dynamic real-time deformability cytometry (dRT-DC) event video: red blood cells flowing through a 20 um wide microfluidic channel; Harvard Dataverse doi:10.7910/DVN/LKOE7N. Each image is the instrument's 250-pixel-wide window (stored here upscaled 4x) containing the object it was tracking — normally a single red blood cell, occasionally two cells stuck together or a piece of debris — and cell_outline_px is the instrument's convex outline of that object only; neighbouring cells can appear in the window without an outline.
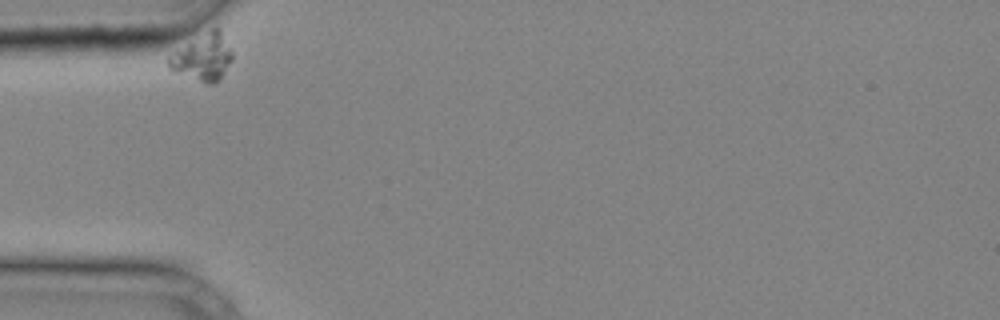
{"species": "common noctule bat (a hibernating species)", "species_latin": "Nyctalus noctula", "temperature_condition": "cold", "stored_images_in_passage": 25, "camera_frame_rate_fps": 3000, "um_per_image_px": 0.085, "animal": {"sex": "male", "body_mass_g": 20.4}, "frame": {"image": 1, "passage_image": 1, "time_ms": 0.0, "image_size_px": [1000, 320], "cell_outline_px": [[232, 60], [224, 72], [212, 84], [204, 84], [176, 72], [168, 64], [168, 60], [176, 52], [212, 28], [220, 28], [232, 52]], "centroid_in_image_um": [17.3, 4.9], "position_along_channel_um": 67.7, "area_um2": 16.42}}
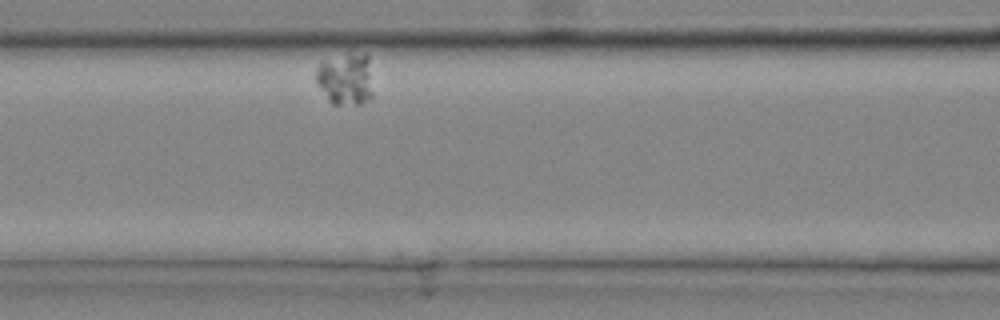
{"frame": {"image": 2, "passage_image": 7, "time_ms": 2.0, "image_size_px": [1000, 320], "cell_outline_px": [[372, 96], [368, 100], [360, 104], [332, 104], [328, 100], [316, 84], [316, 68], [320, 64], [348, 56], [368, 56], [372, 92]], "centroid_in_image_um": [29.36, 6.82], "position_along_channel_um": 137.2, "area_um2": 16.42}}
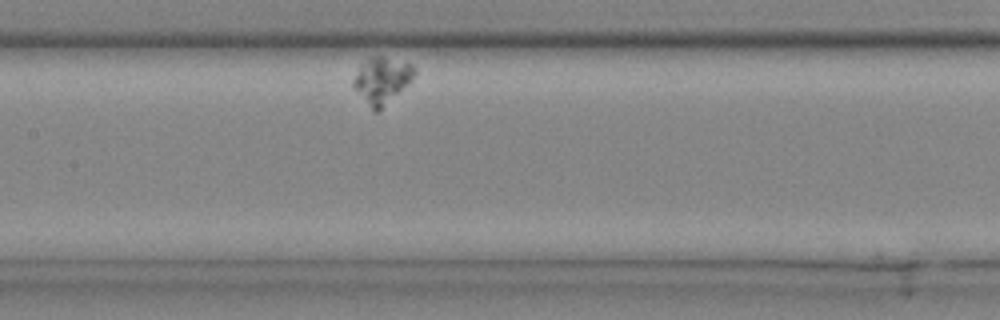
{"frame": {"image": 3, "passage_image": 10, "time_ms": 3.0, "image_size_px": [1000, 320], "cell_outline_px": [[416, 72], [412, 80], [380, 112], [376, 112], [352, 88], [352, 80], [360, 64], [372, 56], [384, 56], [412, 64], [416, 68]], "centroid_in_image_um": [32.46, 6.82], "position_along_channel_um": 174.9, "area_um2": 16.7}}